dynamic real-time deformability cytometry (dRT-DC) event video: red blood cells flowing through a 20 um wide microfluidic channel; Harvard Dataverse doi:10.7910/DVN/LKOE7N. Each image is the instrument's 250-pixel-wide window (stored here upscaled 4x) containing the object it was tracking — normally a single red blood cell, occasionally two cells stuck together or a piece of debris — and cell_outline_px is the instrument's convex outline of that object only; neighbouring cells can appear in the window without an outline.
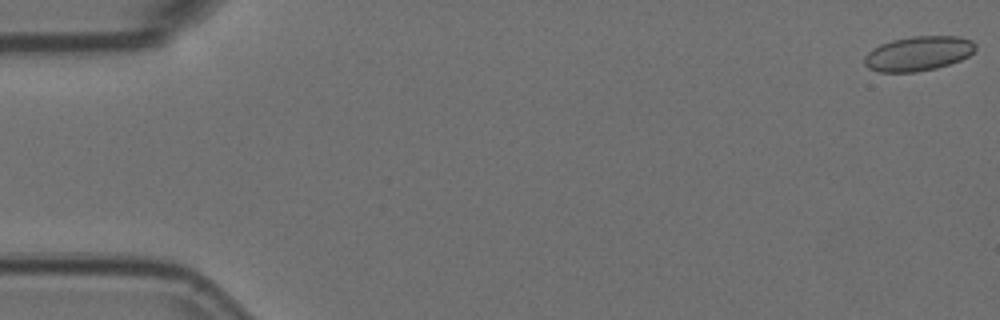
{"species": "Egyptian fruit bat (a non-hibernating species)", "species_latin": "Rousettus aegyptiacus", "temperature_condition": "room temperature", "stored_images_in_passage": 5, "camera_frame_rate_fps": 3000, "um_per_image_px": 0.085, "animal": {"sex": "female"}, "frame": {"image": 1, "passage_image": 1, "time_ms": 0.0, "image_size_px": [1000, 320], "cell_outline_px": [[976, 48], [968, 56], [960, 60], [936, 68], [916, 72], [880, 72], [868, 68], [864, 64], [864, 56], [872, 48], [880, 44], [892, 40], [912, 36], [960, 36], [972, 40], [976, 44]], "centroid_in_image_um": [78.04, 4.54], "position_along_channel_um": 7.0, "area_um2": 22.48}}
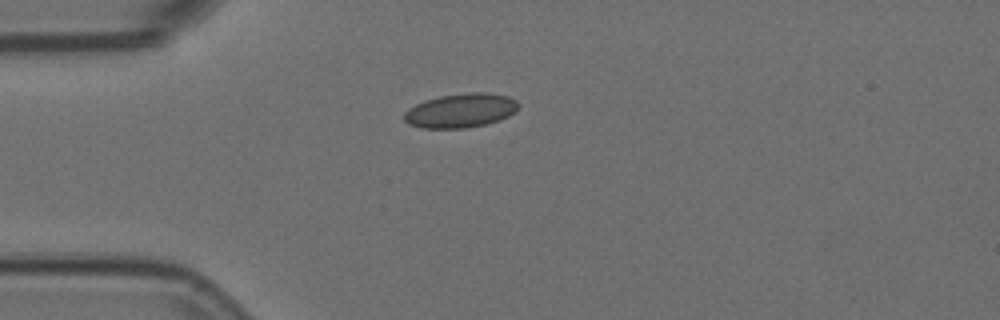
{"frame": {"image": 2, "passage_image": 5, "time_ms": 1.333, "image_size_px": [1000, 320], "cell_outline_px": [[520, 104], [516, 112], [500, 120], [488, 124], [464, 128], [420, 128], [408, 124], [404, 120], [404, 112], [408, 108], [424, 100], [440, 96], [468, 92], [484, 92], [508, 96], [516, 100]], "centroid_in_image_um": [39.16, 9.4], "position_along_channel_um": 45.8, "area_um2": 23.0}}